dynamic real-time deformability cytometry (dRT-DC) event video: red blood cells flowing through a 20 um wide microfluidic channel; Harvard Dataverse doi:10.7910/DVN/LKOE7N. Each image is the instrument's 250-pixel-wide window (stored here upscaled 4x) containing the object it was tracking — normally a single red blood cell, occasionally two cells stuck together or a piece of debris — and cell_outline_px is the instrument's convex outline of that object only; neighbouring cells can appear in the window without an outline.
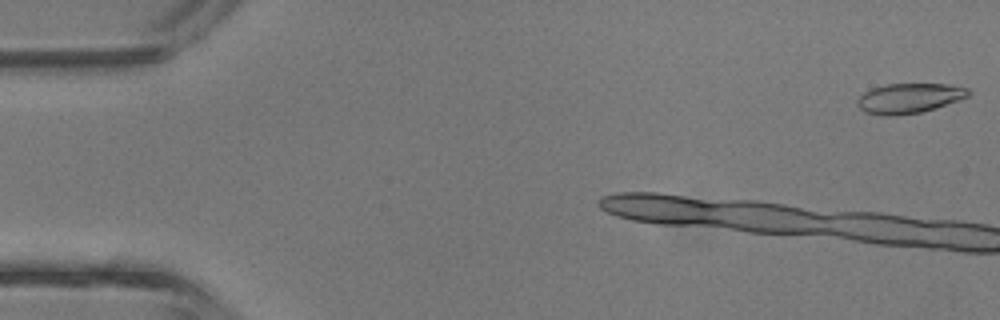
{"species": "common noctule bat (a hibernating species)", "species_latin": "Nyctalus noctula", "temperature_condition": "room temperature", "stored_images_in_passage": 6, "camera_frame_rate_fps": 3000, "um_per_image_px": 0.085, "animal": {"sex": "male", "body_mass_g": 13.3}, "frame": {"image": 1, "passage_image": 1, "time_ms": 0.0, "image_size_px": [1000, 320], "cell_outline_px": [[972, 92], [968, 96], [960, 100], [920, 112], [896, 116], [884, 116], [864, 112], [856, 104], [856, 100], [864, 92], [872, 88], [888, 84], [948, 84], [968, 88]], "centroid_in_image_um": [77.26, 8.35], "position_along_channel_um": 7.7, "area_um2": 19.42}}